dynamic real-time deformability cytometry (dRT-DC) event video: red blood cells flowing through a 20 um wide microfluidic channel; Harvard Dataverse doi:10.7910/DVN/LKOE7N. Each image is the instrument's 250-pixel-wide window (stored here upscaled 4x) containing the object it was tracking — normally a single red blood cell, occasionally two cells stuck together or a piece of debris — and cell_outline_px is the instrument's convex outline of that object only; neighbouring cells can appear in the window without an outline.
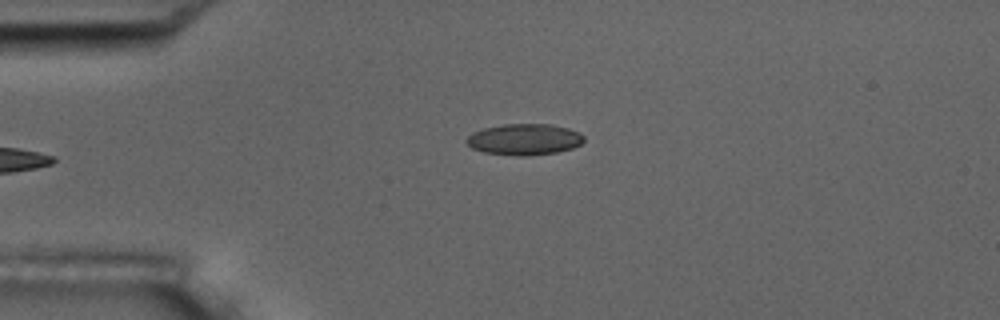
{"species": "common noctule bat (a hibernating species)", "species_latin": "Nyctalus noctula", "temperature_condition": "room temperature", "stored_images_in_passage": 6, "camera_frame_rate_fps": 3000, "um_per_image_px": 0.085, "animal": {"sex": "male", "body_mass_g": 17.5, "forearm_length_mm": 52.3}, "frame": {"image": 1, "passage_image": 6, "time_ms": 5.667, "image_size_px": [1000, 320], "cell_outline_px": [[584, 140], [580, 144], [572, 148], [556, 152], [528, 156], [516, 156], [484, 152], [472, 148], [464, 140], [472, 132], [484, 128], [504, 124], [552, 124], [568, 128], [580, 132], [584, 136]], "centroid_in_image_um": [44.57, 11.84], "position_along_channel_um": 40.4, "area_um2": 21.44}}